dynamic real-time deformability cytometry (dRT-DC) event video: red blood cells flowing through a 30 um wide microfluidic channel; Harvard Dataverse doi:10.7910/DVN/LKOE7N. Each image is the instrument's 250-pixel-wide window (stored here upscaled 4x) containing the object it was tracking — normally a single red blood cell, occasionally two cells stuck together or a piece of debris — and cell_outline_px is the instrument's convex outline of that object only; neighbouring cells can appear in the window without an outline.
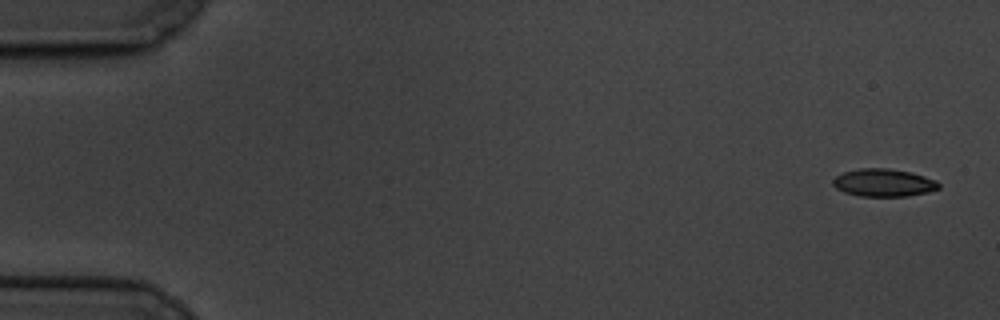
{"species": "common noctule bat (a hibernating species)", "species_latin": "Nyctalus noctula", "temperature_condition": "cold", "stored_images_in_passage": 7, "camera_frame_rate_fps": 3000, "um_per_image_px": 0.085, "animal": {"sex": "male", "body_mass_g": 19.5, "forearm_length_mm": 54.6}, "frame": {"image": 1, "passage_image": 1, "time_ms": 0.0, "image_size_px": [1000, 320], "cell_outline_px": [[940, 188], [928, 192], [908, 196], [860, 196], [844, 192], [836, 188], [832, 184], [832, 180], [836, 176], [844, 172], [860, 168], [888, 168], [912, 172], [936, 180], [940, 184]], "centroid_in_image_um": [75.12, 15.53], "position_along_channel_um": 9.9, "area_um2": 17.17}}
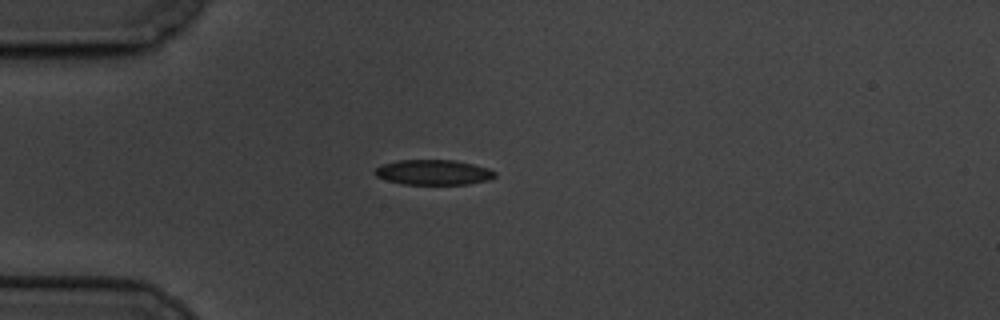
{"frame": {"image": 2, "passage_image": 5, "time_ms": 4.667, "image_size_px": [1000, 320], "cell_outline_px": [[496, 176], [488, 180], [468, 184], [404, 184], [388, 180], [376, 176], [372, 172], [380, 164], [396, 160], [456, 160], [488, 168], [496, 172]], "centroid_in_image_um": [36.82, 14.64], "position_along_channel_um": 48.2, "area_um2": 17.63}}
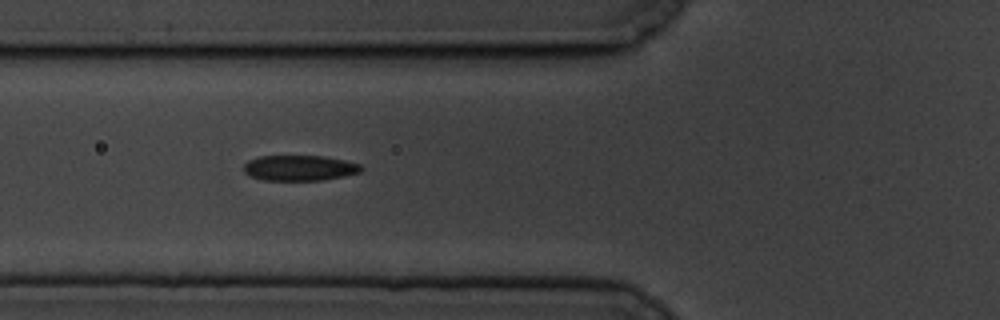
{"frame": {"image": 3, "passage_image": 7, "time_ms": 6.667, "image_size_px": [1000, 320], "cell_outline_px": [[364, 168], [360, 172], [344, 176], [324, 180], [264, 180], [248, 176], [244, 172], [244, 164], [248, 160], [260, 156], [324, 156], [344, 160], [360, 164]], "centroid_in_image_um": [25.45, 14.28], "position_along_channel_um": 100.3, "area_um2": 17.51}}